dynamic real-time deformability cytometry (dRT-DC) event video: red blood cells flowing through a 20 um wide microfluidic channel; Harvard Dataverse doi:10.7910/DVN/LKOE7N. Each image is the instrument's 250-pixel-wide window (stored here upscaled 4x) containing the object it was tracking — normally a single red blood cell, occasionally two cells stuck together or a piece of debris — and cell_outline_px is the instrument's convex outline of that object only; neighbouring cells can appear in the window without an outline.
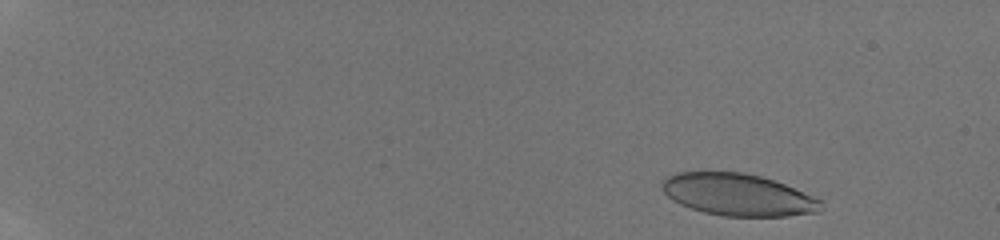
{"species": "human", "species_latin": "Homo sapiens", "temperature_condition": "room temperature", "stored_images_in_passage": 11, "camera_frame_rate_fps": 3000, "um_per_image_px": 0.085, "donor": {"sex": "male"}, "frame": {"image": 1, "passage_image": 2, "time_ms": 0.667, "image_size_px": [1000, 240], "cell_outline_px": [[820, 212], [788, 216], [720, 216], [704, 212], [680, 204], [672, 200], [664, 192], [660, 184], [668, 176], [676, 172], [744, 172], [760, 176], [784, 184], [812, 196], [820, 200]], "centroid_in_image_um": [62.69, 16.55], "position_along_channel_um": 22.3, "area_um2": 38.67}}
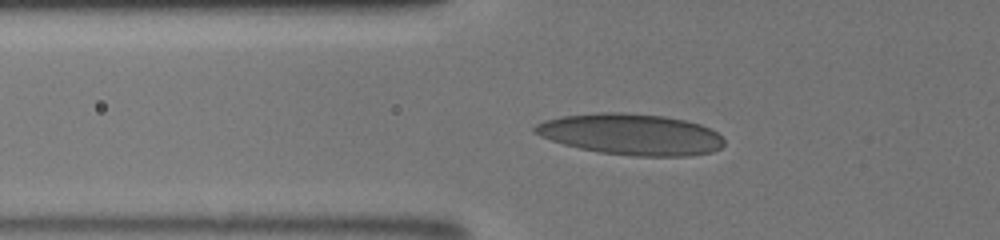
{"frame": {"image": 2, "passage_image": 10, "time_ms": 5.667, "image_size_px": [1000, 240], "cell_outline_px": [[724, 144], [720, 148], [712, 152], [688, 156], [632, 156], [600, 152], [580, 148], [564, 144], [540, 136], [532, 132], [532, 128], [536, 124], [544, 120], [560, 116], [596, 112], [624, 112], [664, 116], [684, 120], [700, 124], [712, 128], [724, 140]], "centroid_in_image_um": [53.62, 11.41], "position_along_channel_um": 72.2, "area_um2": 45.6}}